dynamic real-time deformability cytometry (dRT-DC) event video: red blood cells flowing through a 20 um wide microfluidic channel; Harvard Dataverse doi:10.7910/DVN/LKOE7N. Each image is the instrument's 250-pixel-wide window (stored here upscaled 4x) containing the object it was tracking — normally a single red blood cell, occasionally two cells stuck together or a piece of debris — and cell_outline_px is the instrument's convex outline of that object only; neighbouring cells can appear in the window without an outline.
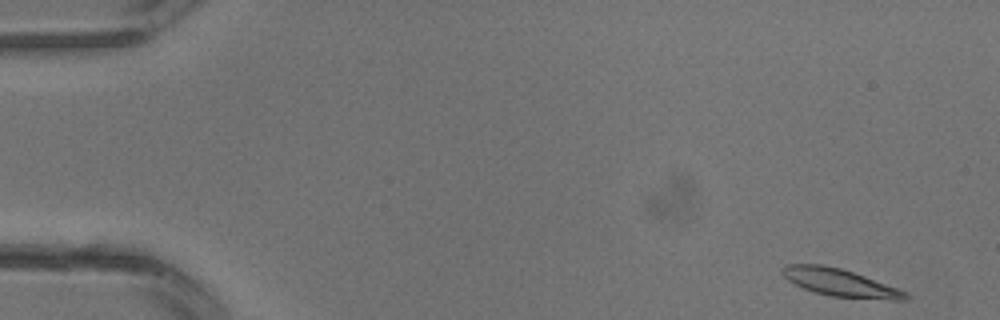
{"species": "common noctule bat (a hibernating species)", "species_latin": "Nyctalus noctula", "temperature_condition": "warm", "stored_images_in_passage": 17, "camera_frame_rate_fps": 3000, "um_per_image_px": 0.085, "animal": {"sex": "male", "body_mass_g": 13.3}, "frame": {"image": 1, "passage_image": 1, "time_ms": 0.0, "image_size_px": [1000, 320], "cell_outline_px": [[908, 296], [904, 300], [892, 300], [832, 296], [816, 292], [804, 288], [788, 280], [780, 272], [780, 268], [784, 264], [820, 264], [840, 268], [864, 276], [908, 292]], "centroid_in_image_um": [71.37, 24.01], "position_along_channel_um": 13.6, "area_um2": 19.48}}
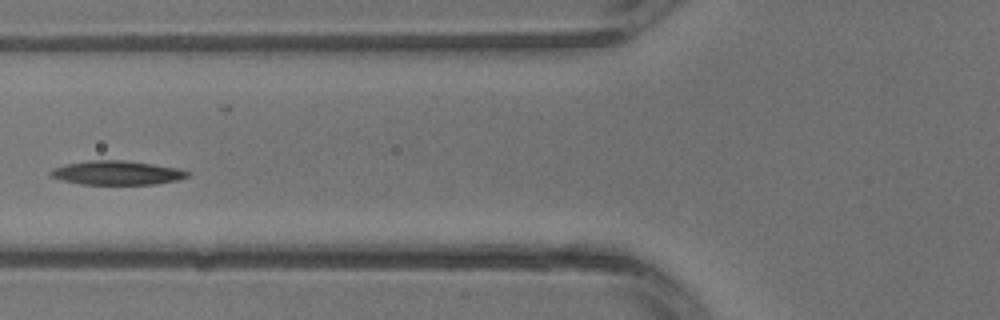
{"frame": {"image": 2, "passage_image": 12, "time_ms": 3.667, "image_size_px": [1000, 320], "cell_outline_px": [[192, 176], [176, 180], [152, 184], [80, 184], [48, 176], [48, 172], [52, 168], [64, 164], [88, 160], [124, 160], [152, 164], [176, 168], [192, 172]], "centroid_in_image_um": [9.91, 14.68], "position_along_channel_um": 115.9, "area_um2": 19.25}}
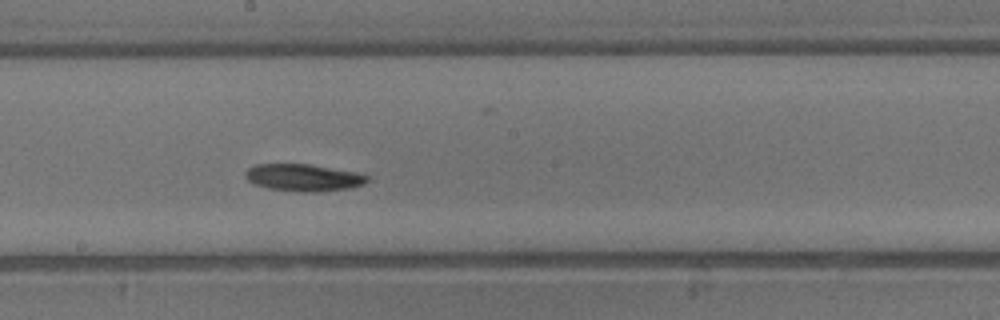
{"frame": {"image": 3, "passage_image": 17, "time_ms": 5.333, "image_size_px": [1000, 320], "cell_outline_px": [[368, 180], [364, 184], [348, 188], [316, 192], [300, 192], [268, 188], [256, 184], [248, 180], [244, 176], [244, 172], [248, 168], [256, 164], [308, 164], [356, 172], [368, 176]], "centroid_in_image_um": [25.77, 15.09], "position_along_channel_um": 222.4, "area_um2": 19.13}}